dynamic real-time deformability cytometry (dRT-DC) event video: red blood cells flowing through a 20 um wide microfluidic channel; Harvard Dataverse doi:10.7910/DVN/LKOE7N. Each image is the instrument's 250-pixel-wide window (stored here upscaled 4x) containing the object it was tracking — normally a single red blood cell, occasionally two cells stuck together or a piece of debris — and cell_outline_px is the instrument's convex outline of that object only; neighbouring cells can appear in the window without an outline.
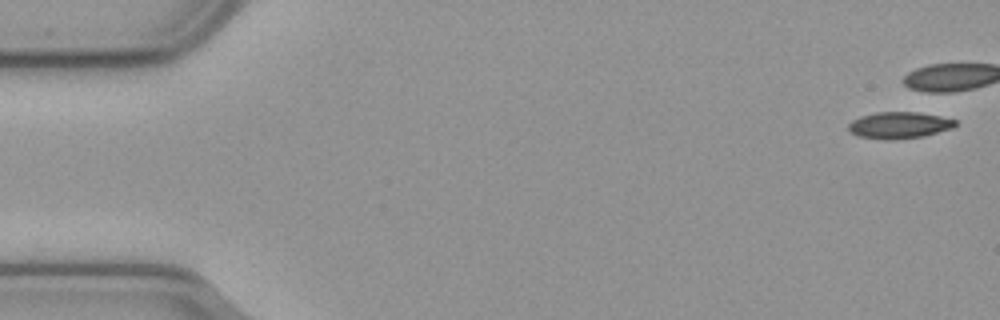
{"species": "common noctule bat (a hibernating species)", "species_latin": "Nyctalus noctula", "temperature_condition": "cold", "stored_images_in_passage": 8, "camera_frame_rate_fps": 3000, "um_per_image_px": 0.085, "animal": {"sex": "male", "body_mass_g": 23.1, "forearm_length_mm": 52.7}, "frame": {"image": 1, "passage_image": 1, "time_ms": 0.0, "image_size_px": [1000, 320], "cell_outline_px": [[956, 124], [952, 128], [924, 136], [896, 140], [888, 140], [856, 136], [848, 132], [848, 124], [852, 120], [860, 116], [876, 112], [916, 112], [940, 116], [956, 120]], "centroid_in_image_um": [76.38, 10.65], "position_along_channel_um": 8.6, "area_um2": 16.7}}